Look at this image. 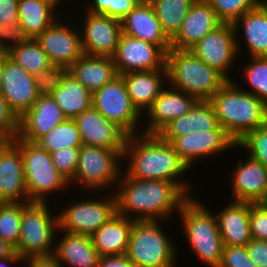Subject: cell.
Here are the masks:
<instances>
[{
	"label": "cell",
	"instance_id": "6da1fadb",
	"mask_svg": "<svg viewBox=\"0 0 267 267\" xmlns=\"http://www.w3.org/2000/svg\"><path fill=\"white\" fill-rule=\"evenodd\" d=\"M123 162V167L125 163L128 164L122 170L128 177L139 180L170 181L176 183L189 197L194 193L191 182L182 180L186 176L183 174L191 171L180 159L173 145L158 134L128 135L124 146Z\"/></svg>",
	"mask_w": 267,
	"mask_h": 267
},
{
	"label": "cell",
	"instance_id": "7a4b0ae2",
	"mask_svg": "<svg viewBox=\"0 0 267 267\" xmlns=\"http://www.w3.org/2000/svg\"><path fill=\"white\" fill-rule=\"evenodd\" d=\"M115 195L117 212L134 220H170L190 198L176 183L139 180L123 171Z\"/></svg>",
	"mask_w": 267,
	"mask_h": 267
},
{
	"label": "cell",
	"instance_id": "3957f363",
	"mask_svg": "<svg viewBox=\"0 0 267 267\" xmlns=\"http://www.w3.org/2000/svg\"><path fill=\"white\" fill-rule=\"evenodd\" d=\"M237 83L228 80L209 100L220 126L236 143L267 124V104Z\"/></svg>",
	"mask_w": 267,
	"mask_h": 267
},
{
	"label": "cell",
	"instance_id": "277c9868",
	"mask_svg": "<svg viewBox=\"0 0 267 267\" xmlns=\"http://www.w3.org/2000/svg\"><path fill=\"white\" fill-rule=\"evenodd\" d=\"M167 83L198 101L210 98L228 81L190 50L171 48L166 53Z\"/></svg>",
	"mask_w": 267,
	"mask_h": 267
},
{
	"label": "cell",
	"instance_id": "5b68a950",
	"mask_svg": "<svg viewBox=\"0 0 267 267\" xmlns=\"http://www.w3.org/2000/svg\"><path fill=\"white\" fill-rule=\"evenodd\" d=\"M191 196L178 212L185 232L187 246L196 253L198 259L209 267H219L222 260L223 241L219 232L217 218L204 206L202 200Z\"/></svg>",
	"mask_w": 267,
	"mask_h": 267
},
{
	"label": "cell",
	"instance_id": "8992f818",
	"mask_svg": "<svg viewBox=\"0 0 267 267\" xmlns=\"http://www.w3.org/2000/svg\"><path fill=\"white\" fill-rule=\"evenodd\" d=\"M162 220H134L126 255L137 267H175L178 250ZM178 252V253H177Z\"/></svg>",
	"mask_w": 267,
	"mask_h": 267
},
{
	"label": "cell",
	"instance_id": "52a82bcc",
	"mask_svg": "<svg viewBox=\"0 0 267 267\" xmlns=\"http://www.w3.org/2000/svg\"><path fill=\"white\" fill-rule=\"evenodd\" d=\"M49 204V201L23 202L20 237L15 247L23 259L54 254L56 238L59 237L58 214H51L54 211Z\"/></svg>",
	"mask_w": 267,
	"mask_h": 267
},
{
	"label": "cell",
	"instance_id": "ba28073f",
	"mask_svg": "<svg viewBox=\"0 0 267 267\" xmlns=\"http://www.w3.org/2000/svg\"><path fill=\"white\" fill-rule=\"evenodd\" d=\"M13 140L18 144L22 154L29 202H48L52 193H62L68 190V187L72 188L56 169L49 152L37 143L28 142L18 136Z\"/></svg>",
	"mask_w": 267,
	"mask_h": 267
},
{
	"label": "cell",
	"instance_id": "9c48e42d",
	"mask_svg": "<svg viewBox=\"0 0 267 267\" xmlns=\"http://www.w3.org/2000/svg\"><path fill=\"white\" fill-rule=\"evenodd\" d=\"M121 162L123 155L116 149L82 145L75 177L69 185L75 187L78 183L91 195L103 189L105 192L109 187L115 193L123 169Z\"/></svg>",
	"mask_w": 267,
	"mask_h": 267
},
{
	"label": "cell",
	"instance_id": "30bf717a",
	"mask_svg": "<svg viewBox=\"0 0 267 267\" xmlns=\"http://www.w3.org/2000/svg\"><path fill=\"white\" fill-rule=\"evenodd\" d=\"M92 107L104 118L114 122L127 135L142 133V115L133 106L121 75L92 93Z\"/></svg>",
	"mask_w": 267,
	"mask_h": 267
},
{
	"label": "cell",
	"instance_id": "8fae6325",
	"mask_svg": "<svg viewBox=\"0 0 267 267\" xmlns=\"http://www.w3.org/2000/svg\"><path fill=\"white\" fill-rule=\"evenodd\" d=\"M103 198H83L58 210L59 229L70 233L92 235L117 213L116 195L112 192ZM73 203V204H72Z\"/></svg>",
	"mask_w": 267,
	"mask_h": 267
},
{
	"label": "cell",
	"instance_id": "7c38bea8",
	"mask_svg": "<svg viewBox=\"0 0 267 267\" xmlns=\"http://www.w3.org/2000/svg\"><path fill=\"white\" fill-rule=\"evenodd\" d=\"M209 67L216 69L227 80H235L230 77L237 57L236 35L234 25L222 23L212 32L206 34L200 41L189 49Z\"/></svg>",
	"mask_w": 267,
	"mask_h": 267
},
{
	"label": "cell",
	"instance_id": "4fadbf2b",
	"mask_svg": "<svg viewBox=\"0 0 267 267\" xmlns=\"http://www.w3.org/2000/svg\"><path fill=\"white\" fill-rule=\"evenodd\" d=\"M113 59L118 75L167 70L166 53L159 46L123 33Z\"/></svg>",
	"mask_w": 267,
	"mask_h": 267
},
{
	"label": "cell",
	"instance_id": "5bb4252c",
	"mask_svg": "<svg viewBox=\"0 0 267 267\" xmlns=\"http://www.w3.org/2000/svg\"><path fill=\"white\" fill-rule=\"evenodd\" d=\"M85 12L79 30L84 54L89 56H109L116 54L118 42L122 34L121 20L105 15Z\"/></svg>",
	"mask_w": 267,
	"mask_h": 267
},
{
	"label": "cell",
	"instance_id": "9a60e30c",
	"mask_svg": "<svg viewBox=\"0 0 267 267\" xmlns=\"http://www.w3.org/2000/svg\"><path fill=\"white\" fill-rule=\"evenodd\" d=\"M60 19L63 18L57 19L35 40L53 65L68 69L84 52L81 45L80 31L79 28H76L77 25H74L75 27L73 28V24H64L65 20L60 21Z\"/></svg>",
	"mask_w": 267,
	"mask_h": 267
},
{
	"label": "cell",
	"instance_id": "2e32d148",
	"mask_svg": "<svg viewBox=\"0 0 267 267\" xmlns=\"http://www.w3.org/2000/svg\"><path fill=\"white\" fill-rule=\"evenodd\" d=\"M180 159L189 169L195 165L194 162L202 161L208 156H216L223 152L233 151L236 142L225 132V130L197 131L177 137L171 143ZM202 158V159H201ZM192 166V167H191Z\"/></svg>",
	"mask_w": 267,
	"mask_h": 267
},
{
	"label": "cell",
	"instance_id": "e0dca14e",
	"mask_svg": "<svg viewBox=\"0 0 267 267\" xmlns=\"http://www.w3.org/2000/svg\"><path fill=\"white\" fill-rule=\"evenodd\" d=\"M0 94L9 108L20 118L39 98L34 75L9 57L5 60Z\"/></svg>",
	"mask_w": 267,
	"mask_h": 267
},
{
	"label": "cell",
	"instance_id": "ac0fdd59",
	"mask_svg": "<svg viewBox=\"0 0 267 267\" xmlns=\"http://www.w3.org/2000/svg\"><path fill=\"white\" fill-rule=\"evenodd\" d=\"M246 155L233 169L230 200L267 203V167Z\"/></svg>",
	"mask_w": 267,
	"mask_h": 267
},
{
	"label": "cell",
	"instance_id": "d6986e66",
	"mask_svg": "<svg viewBox=\"0 0 267 267\" xmlns=\"http://www.w3.org/2000/svg\"><path fill=\"white\" fill-rule=\"evenodd\" d=\"M197 102L195 97L167 84L143 114L148 122L142 127V133L157 134L171 120L188 113Z\"/></svg>",
	"mask_w": 267,
	"mask_h": 267
},
{
	"label": "cell",
	"instance_id": "ffe728a7",
	"mask_svg": "<svg viewBox=\"0 0 267 267\" xmlns=\"http://www.w3.org/2000/svg\"><path fill=\"white\" fill-rule=\"evenodd\" d=\"M83 145L116 149L122 155L127 134L114 122L104 118L94 107L74 119Z\"/></svg>",
	"mask_w": 267,
	"mask_h": 267
},
{
	"label": "cell",
	"instance_id": "44dd1931",
	"mask_svg": "<svg viewBox=\"0 0 267 267\" xmlns=\"http://www.w3.org/2000/svg\"><path fill=\"white\" fill-rule=\"evenodd\" d=\"M29 202L22 154L11 140L0 151V203Z\"/></svg>",
	"mask_w": 267,
	"mask_h": 267
},
{
	"label": "cell",
	"instance_id": "7402d4cb",
	"mask_svg": "<svg viewBox=\"0 0 267 267\" xmlns=\"http://www.w3.org/2000/svg\"><path fill=\"white\" fill-rule=\"evenodd\" d=\"M66 119L51 95L39 96L31 109L19 118L18 137L36 143Z\"/></svg>",
	"mask_w": 267,
	"mask_h": 267
},
{
	"label": "cell",
	"instance_id": "603a6c76",
	"mask_svg": "<svg viewBox=\"0 0 267 267\" xmlns=\"http://www.w3.org/2000/svg\"><path fill=\"white\" fill-rule=\"evenodd\" d=\"M222 22L206 0H195L186 14L176 35L171 39V48L189 50L206 34Z\"/></svg>",
	"mask_w": 267,
	"mask_h": 267
},
{
	"label": "cell",
	"instance_id": "cb8c5ba5",
	"mask_svg": "<svg viewBox=\"0 0 267 267\" xmlns=\"http://www.w3.org/2000/svg\"><path fill=\"white\" fill-rule=\"evenodd\" d=\"M122 33L159 46L165 53L171 40L161 28L152 4H138L122 21Z\"/></svg>",
	"mask_w": 267,
	"mask_h": 267
},
{
	"label": "cell",
	"instance_id": "d4e9b609",
	"mask_svg": "<svg viewBox=\"0 0 267 267\" xmlns=\"http://www.w3.org/2000/svg\"><path fill=\"white\" fill-rule=\"evenodd\" d=\"M224 130L209 101H198L184 116L171 120L157 134L172 143L177 137L197 131Z\"/></svg>",
	"mask_w": 267,
	"mask_h": 267
},
{
	"label": "cell",
	"instance_id": "484cf974",
	"mask_svg": "<svg viewBox=\"0 0 267 267\" xmlns=\"http://www.w3.org/2000/svg\"><path fill=\"white\" fill-rule=\"evenodd\" d=\"M55 242L54 255L64 267H97L100 255L93 245L90 235L70 233L60 230ZM63 236V237H62Z\"/></svg>",
	"mask_w": 267,
	"mask_h": 267
},
{
	"label": "cell",
	"instance_id": "4316f807",
	"mask_svg": "<svg viewBox=\"0 0 267 267\" xmlns=\"http://www.w3.org/2000/svg\"><path fill=\"white\" fill-rule=\"evenodd\" d=\"M217 211L219 232L225 246H246L252 239L249 222V202L228 201Z\"/></svg>",
	"mask_w": 267,
	"mask_h": 267
},
{
	"label": "cell",
	"instance_id": "83f0119b",
	"mask_svg": "<svg viewBox=\"0 0 267 267\" xmlns=\"http://www.w3.org/2000/svg\"><path fill=\"white\" fill-rule=\"evenodd\" d=\"M233 25L238 55H240L242 50L240 38L243 37L244 40L241 42H245L249 57H267V13L259 5L239 17Z\"/></svg>",
	"mask_w": 267,
	"mask_h": 267
},
{
	"label": "cell",
	"instance_id": "f1b7e54d",
	"mask_svg": "<svg viewBox=\"0 0 267 267\" xmlns=\"http://www.w3.org/2000/svg\"><path fill=\"white\" fill-rule=\"evenodd\" d=\"M133 106L143 116L167 85V70L129 72L121 75Z\"/></svg>",
	"mask_w": 267,
	"mask_h": 267
},
{
	"label": "cell",
	"instance_id": "f546056e",
	"mask_svg": "<svg viewBox=\"0 0 267 267\" xmlns=\"http://www.w3.org/2000/svg\"><path fill=\"white\" fill-rule=\"evenodd\" d=\"M133 222L117 212L91 235L100 257L126 254Z\"/></svg>",
	"mask_w": 267,
	"mask_h": 267
},
{
	"label": "cell",
	"instance_id": "4dcf8cb0",
	"mask_svg": "<svg viewBox=\"0 0 267 267\" xmlns=\"http://www.w3.org/2000/svg\"><path fill=\"white\" fill-rule=\"evenodd\" d=\"M68 71L91 93L118 76L113 57L83 54Z\"/></svg>",
	"mask_w": 267,
	"mask_h": 267
},
{
	"label": "cell",
	"instance_id": "1f68e13d",
	"mask_svg": "<svg viewBox=\"0 0 267 267\" xmlns=\"http://www.w3.org/2000/svg\"><path fill=\"white\" fill-rule=\"evenodd\" d=\"M67 119H75L92 107V93L69 71L61 80V85L51 94Z\"/></svg>",
	"mask_w": 267,
	"mask_h": 267
},
{
	"label": "cell",
	"instance_id": "d6a6232c",
	"mask_svg": "<svg viewBox=\"0 0 267 267\" xmlns=\"http://www.w3.org/2000/svg\"><path fill=\"white\" fill-rule=\"evenodd\" d=\"M60 12L40 0H19L18 21L24 30L35 39L59 19Z\"/></svg>",
	"mask_w": 267,
	"mask_h": 267
},
{
	"label": "cell",
	"instance_id": "836d02e7",
	"mask_svg": "<svg viewBox=\"0 0 267 267\" xmlns=\"http://www.w3.org/2000/svg\"><path fill=\"white\" fill-rule=\"evenodd\" d=\"M195 0H153L152 6L161 28L171 40L179 31L186 14Z\"/></svg>",
	"mask_w": 267,
	"mask_h": 267
},
{
	"label": "cell",
	"instance_id": "e575fe53",
	"mask_svg": "<svg viewBox=\"0 0 267 267\" xmlns=\"http://www.w3.org/2000/svg\"><path fill=\"white\" fill-rule=\"evenodd\" d=\"M36 143L49 153L61 148H81L83 145L77 123L74 119H66L58 124Z\"/></svg>",
	"mask_w": 267,
	"mask_h": 267
},
{
	"label": "cell",
	"instance_id": "d590c367",
	"mask_svg": "<svg viewBox=\"0 0 267 267\" xmlns=\"http://www.w3.org/2000/svg\"><path fill=\"white\" fill-rule=\"evenodd\" d=\"M8 56L32 75L53 65L35 39L12 48L8 52Z\"/></svg>",
	"mask_w": 267,
	"mask_h": 267
},
{
	"label": "cell",
	"instance_id": "8d00e7d4",
	"mask_svg": "<svg viewBox=\"0 0 267 267\" xmlns=\"http://www.w3.org/2000/svg\"><path fill=\"white\" fill-rule=\"evenodd\" d=\"M243 66L240 71L244 80L246 79L245 83H247L248 88L246 86L243 87V85L240 88L255 95L267 104V57L248 56V63Z\"/></svg>",
	"mask_w": 267,
	"mask_h": 267
},
{
	"label": "cell",
	"instance_id": "74e56055",
	"mask_svg": "<svg viewBox=\"0 0 267 267\" xmlns=\"http://www.w3.org/2000/svg\"><path fill=\"white\" fill-rule=\"evenodd\" d=\"M23 202L0 203V237L14 247L20 237Z\"/></svg>",
	"mask_w": 267,
	"mask_h": 267
},
{
	"label": "cell",
	"instance_id": "f35d334b",
	"mask_svg": "<svg viewBox=\"0 0 267 267\" xmlns=\"http://www.w3.org/2000/svg\"><path fill=\"white\" fill-rule=\"evenodd\" d=\"M222 23L233 24L258 5V0H206Z\"/></svg>",
	"mask_w": 267,
	"mask_h": 267
},
{
	"label": "cell",
	"instance_id": "ab89813d",
	"mask_svg": "<svg viewBox=\"0 0 267 267\" xmlns=\"http://www.w3.org/2000/svg\"><path fill=\"white\" fill-rule=\"evenodd\" d=\"M238 148L267 167V124L248 132L236 143Z\"/></svg>",
	"mask_w": 267,
	"mask_h": 267
},
{
	"label": "cell",
	"instance_id": "60d3db41",
	"mask_svg": "<svg viewBox=\"0 0 267 267\" xmlns=\"http://www.w3.org/2000/svg\"><path fill=\"white\" fill-rule=\"evenodd\" d=\"M86 5L88 7L84 6V10L88 13L105 15L122 21L138 3L135 0H91Z\"/></svg>",
	"mask_w": 267,
	"mask_h": 267
},
{
	"label": "cell",
	"instance_id": "b9f144b4",
	"mask_svg": "<svg viewBox=\"0 0 267 267\" xmlns=\"http://www.w3.org/2000/svg\"><path fill=\"white\" fill-rule=\"evenodd\" d=\"M80 148H61L50 153L53 164L59 173L70 183L78 167Z\"/></svg>",
	"mask_w": 267,
	"mask_h": 267
},
{
	"label": "cell",
	"instance_id": "7bdbcfd3",
	"mask_svg": "<svg viewBox=\"0 0 267 267\" xmlns=\"http://www.w3.org/2000/svg\"><path fill=\"white\" fill-rule=\"evenodd\" d=\"M67 68L52 65L34 75L37 92L40 96L51 95L60 85Z\"/></svg>",
	"mask_w": 267,
	"mask_h": 267
},
{
	"label": "cell",
	"instance_id": "ee69618b",
	"mask_svg": "<svg viewBox=\"0 0 267 267\" xmlns=\"http://www.w3.org/2000/svg\"><path fill=\"white\" fill-rule=\"evenodd\" d=\"M31 36L20 25L19 21L0 25V49L7 53L14 47L27 43Z\"/></svg>",
	"mask_w": 267,
	"mask_h": 267
},
{
	"label": "cell",
	"instance_id": "f6af8a7d",
	"mask_svg": "<svg viewBox=\"0 0 267 267\" xmlns=\"http://www.w3.org/2000/svg\"><path fill=\"white\" fill-rule=\"evenodd\" d=\"M249 222L251 237L267 240V203L249 202Z\"/></svg>",
	"mask_w": 267,
	"mask_h": 267
},
{
	"label": "cell",
	"instance_id": "bcb514c9",
	"mask_svg": "<svg viewBox=\"0 0 267 267\" xmlns=\"http://www.w3.org/2000/svg\"><path fill=\"white\" fill-rule=\"evenodd\" d=\"M219 267H257L249 258L246 246L223 247Z\"/></svg>",
	"mask_w": 267,
	"mask_h": 267
},
{
	"label": "cell",
	"instance_id": "7dc6e473",
	"mask_svg": "<svg viewBox=\"0 0 267 267\" xmlns=\"http://www.w3.org/2000/svg\"><path fill=\"white\" fill-rule=\"evenodd\" d=\"M0 131L5 133L11 140L19 134V118L9 108L8 103L0 94Z\"/></svg>",
	"mask_w": 267,
	"mask_h": 267
},
{
	"label": "cell",
	"instance_id": "c3c4849f",
	"mask_svg": "<svg viewBox=\"0 0 267 267\" xmlns=\"http://www.w3.org/2000/svg\"><path fill=\"white\" fill-rule=\"evenodd\" d=\"M246 249L249 258L257 267H267V240L252 238Z\"/></svg>",
	"mask_w": 267,
	"mask_h": 267
},
{
	"label": "cell",
	"instance_id": "681fc988",
	"mask_svg": "<svg viewBox=\"0 0 267 267\" xmlns=\"http://www.w3.org/2000/svg\"><path fill=\"white\" fill-rule=\"evenodd\" d=\"M19 0H0V25L18 21Z\"/></svg>",
	"mask_w": 267,
	"mask_h": 267
},
{
	"label": "cell",
	"instance_id": "f907efd6",
	"mask_svg": "<svg viewBox=\"0 0 267 267\" xmlns=\"http://www.w3.org/2000/svg\"><path fill=\"white\" fill-rule=\"evenodd\" d=\"M23 264L26 267H63L54 254L24 258Z\"/></svg>",
	"mask_w": 267,
	"mask_h": 267
},
{
	"label": "cell",
	"instance_id": "816d5d0a",
	"mask_svg": "<svg viewBox=\"0 0 267 267\" xmlns=\"http://www.w3.org/2000/svg\"><path fill=\"white\" fill-rule=\"evenodd\" d=\"M97 267H137L126 254L100 257Z\"/></svg>",
	"mask_w": 267,
	"mask_h": 267
},
{
	"label": "cell",
	"instance_id": "f5cc1de1",
	"mask_svg": "<svg viewBox=\"0 0 267 267\" xmlns=\"http://www.w3.org/2000/svg\"><path fill=\"white\" fill-rule=\"evenodd\" d=\"M16 262L18 263V265L23 266L22 263L24 262V259L17 252H15L10 257L0 258V267H11V264H12V266H14L13 265L14 263H15V265H17Z\"/></svg>",
	"mask_w": 267,
	"mask_h": 267
},
{
	"label": "cell",
	"instance_id": "db71d44e",
	"mask_svg": "<svg viewBox=\"0 0 267 267\" xmlns=\"http://www.w3.org/2000/svg\"><path fill=\"white\" fill-rule=\"evenodd\" d=\"M15 252V247L0 237V258L10 257Z\"/></svg>",
	"mask_w": 267,
	"mask_h": 267
},
{
	"label": "cell",
	"instance_id": "11a10c76",
	"mask_svg": "<svg viewBox=\"0 0 267 267\" xmlns=\"http://www.w3.org/2000/svg\"><path fill=\"white\" fill-rule=\"evenodd\" d=\"M8 53L2 49H0V87L3 79V70L5 65V60L8 58Z\"/></svg>",
	"mask_w": 267,
	"mask_h": 267
},
{
	"label": "cell",
	"instance_id": "9f6ffc18",
	"mask_svg": "<svg viewBox=\"0 0 267 267\" xmlns=\"http://www.w3.org/2000/svg\"><path fill=\"white\" fill-rule=\"evenodd\" d=\"M41 2L47 3L50 6H52L57 12L61 11L59 10V7L61 8L62 5L58 6L60 3L64 2L63 0H40ZM57 8V9H56Z\"/></svg>",
	"mask_w": 267,
	"mask_h": 267
},
{
	"label": "cell",
	"instance_id": "6f0895ef",
	"mask_svg": "<svg viewBox=\"0 0 267 267\" xmlns=\"http://www.w3.org/2000/svg\"><path fill=\"white\" fill-rule=\"evenodd\" d=\"M11 141V139L2 131H0V151Z\"/></svg>",
	"mask_w": 267,
	"mask_h": 267
},
{
	"label": "cell",
	"instance_id": "680465c9",
	"mask_svg": "<svg viewBox=\"0 0 267 267\" xmlns=\"http://www.w3.org/2000/svg\"><path fill=\"white\" fill-rule=\"evenodd\" d=\"M258 5L267 13V0H258Z\"/></svg>",
	"mask_w": 267,
	"mask_h": 267
},
{
	"label": "cell",
	"instance_id": "91938a15",
	"mask_svg": "<svg viewBox=\"0 0 267 267\" xmlns=\"http://www.w3.org/2000/svg\"><path fill=\"white\" fill-rule=\"evenodd\" d=\"M138 4H152L153 0H135Z\"/></svg>",
	"mask_w": 267,
	"mask_h": 267
}]
</instances>
